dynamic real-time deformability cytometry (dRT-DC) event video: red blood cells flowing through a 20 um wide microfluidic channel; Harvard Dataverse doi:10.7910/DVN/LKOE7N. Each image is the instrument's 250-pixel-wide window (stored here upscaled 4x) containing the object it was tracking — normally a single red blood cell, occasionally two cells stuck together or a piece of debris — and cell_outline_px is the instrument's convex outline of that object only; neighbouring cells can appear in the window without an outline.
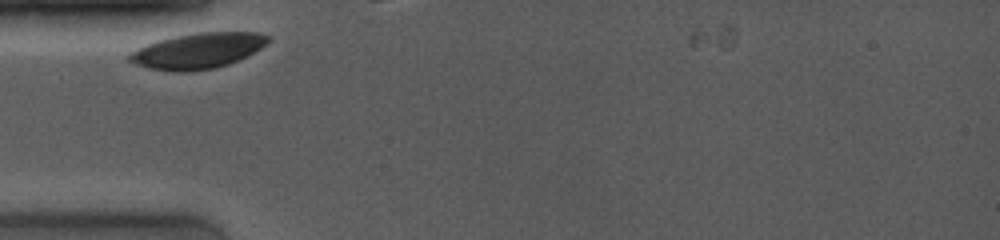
{"species": "common noctule bat (a hibernating species)", "species_latin": "Nyctalus noctula", "temperature_condition": "room temperature", "stored_images_in_passage": 3, "camera_frame_rate_fps": 4000, "um_per_image_px": 0.085, "animal": {"sex": "female", "body_mass_g": 19.0, "forearm_length_mm": 53.3}, "frame": {"image": 1, "passage_image": 1, "time_ms": 0.0, "image_size_px": [1000, 240], "cell_outline_px": [[268, 40], [260, 48], [228, 64], [216, 68], [188, 72], [172, 72], [148, 68], [136, 64], [128, 60], [124, 56], [148, 44], [172, 36], [196, 32], [260, 32], [268, 36]], "centroid_in_image_um": [16.76, 4.32], "position_along_channel_um": 68.2, "area_um2": 28.55}}